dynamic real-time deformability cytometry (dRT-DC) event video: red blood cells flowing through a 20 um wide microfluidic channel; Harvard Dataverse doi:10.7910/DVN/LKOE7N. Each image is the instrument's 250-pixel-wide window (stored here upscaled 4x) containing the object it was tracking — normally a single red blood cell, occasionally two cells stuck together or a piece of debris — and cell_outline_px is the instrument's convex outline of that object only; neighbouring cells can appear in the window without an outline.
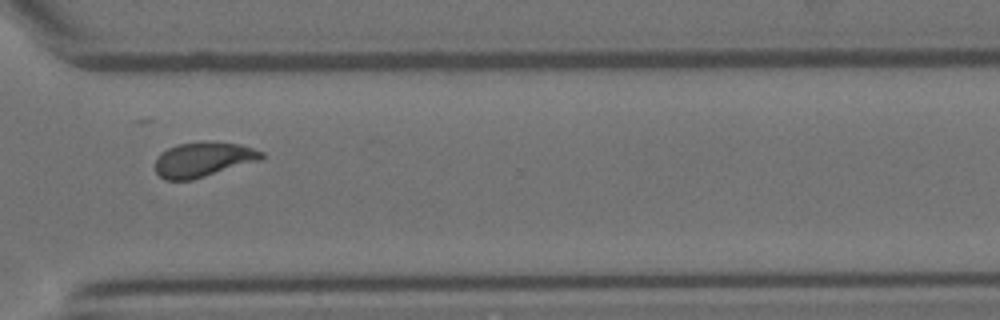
{"species": "Egyptian fruit bat (a non-hibernating species)", "species_latin": "Rousettus aegyptiacus", "temperature_condition": "room temperature", "stored_images_in_passage": 15, "camera_frame_rate_fps": 3000, "um_per_image_px": 0.085, "animal": {"sex": "female"}, "frame": {"image": 1, "passage_image": 11, "time_ms": 3.333, "image_size_px": [1000, 320], "cell_outline_px": [[264, 156], [260, 160], [192, 180], [164, 180], [156, 172], [156, 160], [160, 152], [176, 144], [200, 140], [240, 144], [264, 152]], "centroid_in_image_um": [17.25, 13.54], "position_along_channel_um": 353.3, "area_um2": 21.73}}
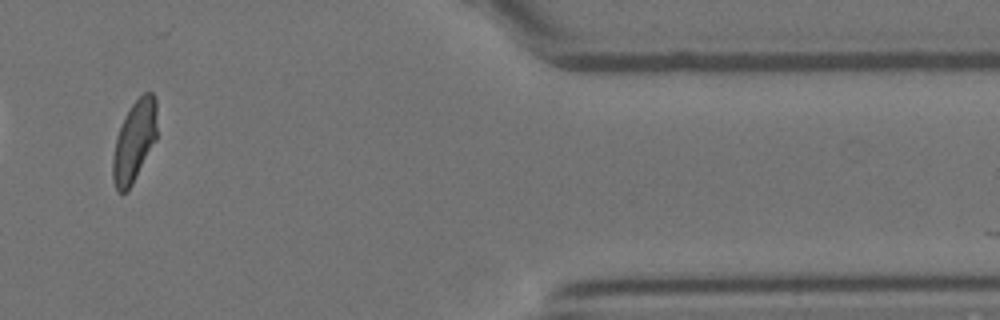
{"frame": {"image": 2, "passage_image": 13, "time_ms": 4.0, "image_size_px": [1000, 320], "cell_outline_px": [[156, 140], [128, 192], [116, 192], [112, 176], [112, 156], [116, 136], [124, 116], [132, 104], [144, 92], [152, 92], [156, 100]], "centroid_in_image_um": [11.39, 12.03], "position_along_channel_um": 400.0, "area_um2": 21.1}}